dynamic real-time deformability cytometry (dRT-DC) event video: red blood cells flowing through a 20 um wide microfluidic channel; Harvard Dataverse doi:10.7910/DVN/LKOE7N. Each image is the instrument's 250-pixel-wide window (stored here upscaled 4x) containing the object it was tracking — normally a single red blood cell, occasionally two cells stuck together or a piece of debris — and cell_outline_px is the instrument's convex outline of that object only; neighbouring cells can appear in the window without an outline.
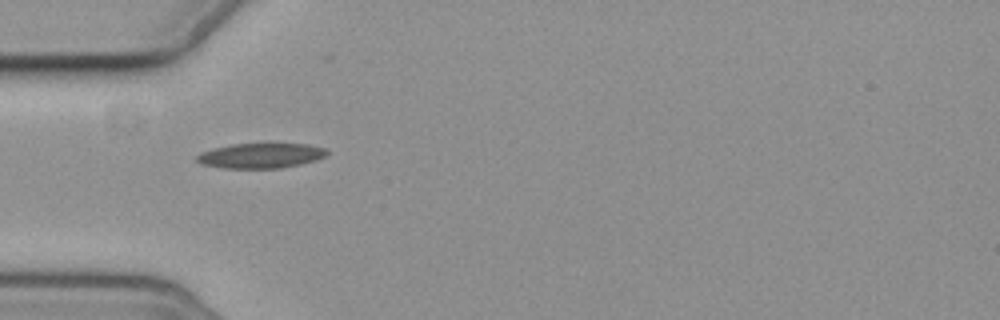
{"species": "common noctule bat (a hibernating species)", "species_latin": "Nyctalus noctula", "temperature_condition": "cold", "stored_images_in_passage": 2, "camera_frame_rate_fps": 3000, "um_per_image_px": 0.085, "animal": {"sex": "female", "body_mass_g": 19.3, "forearm_length_mm": 54.1}, "frame": {"image": 1, "passage_image": 1, "time_ms": 0.0, "image_size_px": [1000, 320], "cell_outline_px": [[328, 152], [324, 156], [316, 160], [300, 164], [280, 168], [224, 168], [200, 164], [196, 160], [196, 156], [200, 152], [212, 148], [232, 144], [308, 144], [324, 148]], "centroid_in_image_um": [22.11, 13.23], "position_along_channel_um": 62.9, "area_um2": 18.9}}
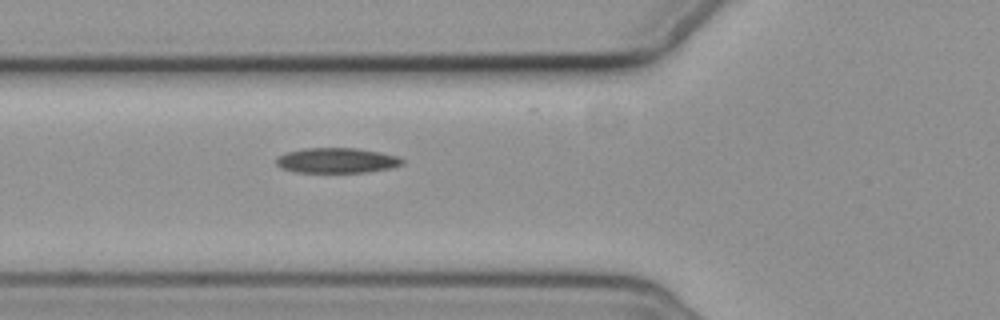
{"frame": {"image": 2, "passage_image": 2, "time_ms": 1.0, "image_size_px": [1000, 320], "cell_outline_px": [[404, 164], [392, 168], [368, 172], [296, 172], [280, 168], [276, 164], [276, 156], [288, 152], [304, 148], [356, 148], [380, 152], [400, 156], [404, 160]], "centroid_in_image_um": [28.65, 13.64], "position_along_channel_um": 97.1, "area_um2": 18.67}}